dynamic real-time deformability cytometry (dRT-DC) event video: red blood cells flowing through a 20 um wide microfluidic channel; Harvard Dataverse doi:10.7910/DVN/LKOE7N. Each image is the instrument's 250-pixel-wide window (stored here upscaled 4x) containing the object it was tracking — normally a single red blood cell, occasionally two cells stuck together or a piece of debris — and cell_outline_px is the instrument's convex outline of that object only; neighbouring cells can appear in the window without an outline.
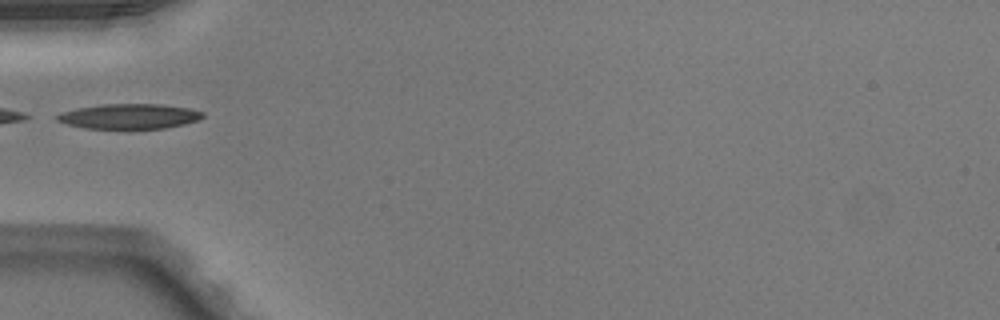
{"species": "Egyptian fruit bat (a non-hibernating species)", "species_latin": "Rousettus aegyptiacus", "temperature_condition": "warm", "stored_images_in_passage": 30, "camera_frame_rate_fps": 3000, "um_per_image_px": 0.085, "animal": {"sex": "male"}, "frame": {"image": 1, "passage_image": 1, "time_ms": 0.0, "image_size_px": [1000, 320], "cell_outline_px": [[204, 116], [196, 120], [184, 124], [164, 128], [84, 128], [68, 124], [56, 120], [56, 116], [64, 112], [76, 108], [100, 104], [160, 104], [188, 108], [204, 112]], "centroid_in_image_um": [10.99, 9.88], "position_along_channel_um": 74.0, "area_um2": 20.98}}